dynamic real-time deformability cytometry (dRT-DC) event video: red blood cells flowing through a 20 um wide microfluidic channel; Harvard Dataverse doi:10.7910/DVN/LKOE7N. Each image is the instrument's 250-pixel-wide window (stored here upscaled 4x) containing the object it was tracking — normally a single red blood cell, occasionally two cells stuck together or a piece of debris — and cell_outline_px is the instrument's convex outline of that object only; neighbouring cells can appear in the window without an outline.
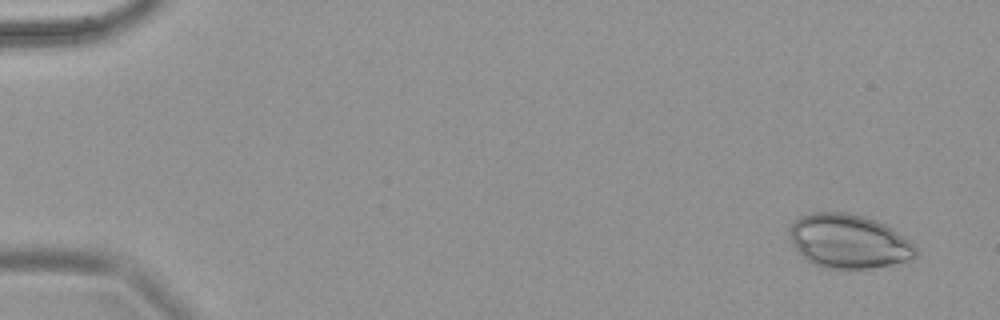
{"species": "common noctule bat (a hibernating species)", "species_latin": "Nyctalus noctula", "temperature_condition": "warm", "stored_images_in_passage": 67, "camera_frame_rate_fps": 3000, "um_per_image_px": 0.085, "animal": {"sex": "female", "body_mass_g": 18.4}, "frame": {"image": 1, "passage_image": 2, "time_ms": 0.333, "image_size_px": [1000, 320], "cell_outline_px": [[916, 256], [912, 260], [868, 268], [820, 268], [812, 264], [792, 244], [788, 236], [788, 228], [800, 216], [812, 212], [848, 212], [864, 216], [876, 220], [892, 228], [908, 240], [916, 248]], "centroid_in_image_um": [72.1, 20.5], "position_along_channel_um": 12.9, "area_um2": 39.71}}
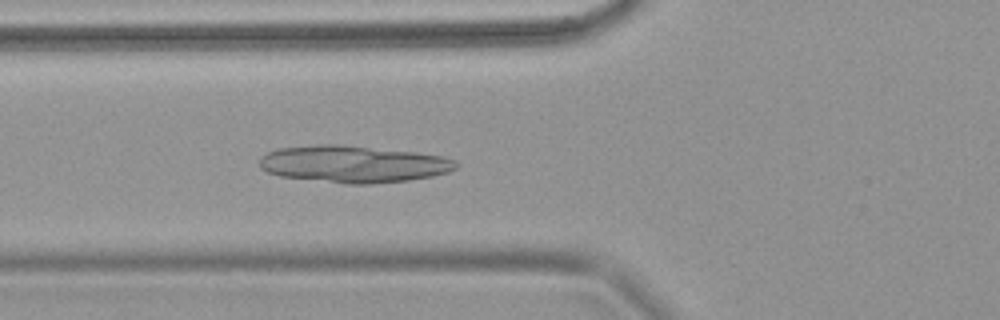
{"frame": {"image": 2, "passage_image": 25, "time_ms": 8.0, "image_size_px": [1000, 320], "cell_outline_px": [[456, 168], [448, 172], [432, 176], [408, 180], [372, 184], [348, 184], [280, 176], [268, 172], [260, 168], [260, 156], [268, 152], [280, 148], [316, 144], [340, 144], [416, 152], [444, 156], [456, 160]], "centroid_in_image_um": [30.03, 13.94], "position_along_channel_um": 95.8, "area_um2": 42.43}}
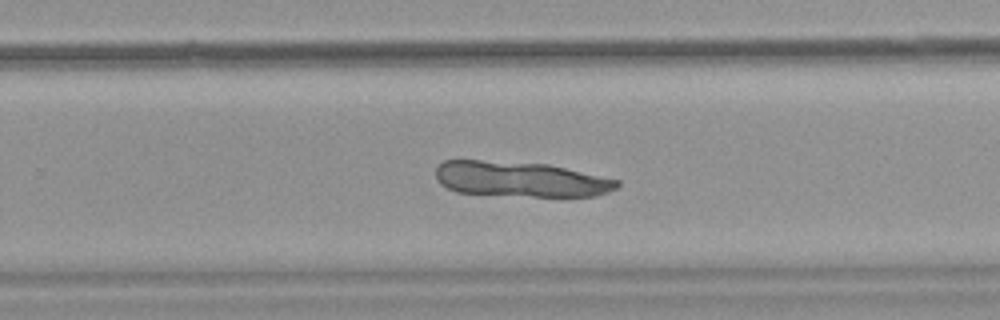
{"frame": {"image": 3, "passage_image": 44, "time_ms": 14.333, "image_size_px": [1000, 320], "cell_outline_px": [[620, 184], [616, 188], [608, 192], [596, 196], [532, 196], [456, 192], [440, 184], [436, 180], [436, 168], [444, 160], [480, 160], [548, 164], [620, 180]], "centroid_in_image_um": [44.24, 15.23], "position_along_channel_um": 285.6, "area_um2": 37.17}}